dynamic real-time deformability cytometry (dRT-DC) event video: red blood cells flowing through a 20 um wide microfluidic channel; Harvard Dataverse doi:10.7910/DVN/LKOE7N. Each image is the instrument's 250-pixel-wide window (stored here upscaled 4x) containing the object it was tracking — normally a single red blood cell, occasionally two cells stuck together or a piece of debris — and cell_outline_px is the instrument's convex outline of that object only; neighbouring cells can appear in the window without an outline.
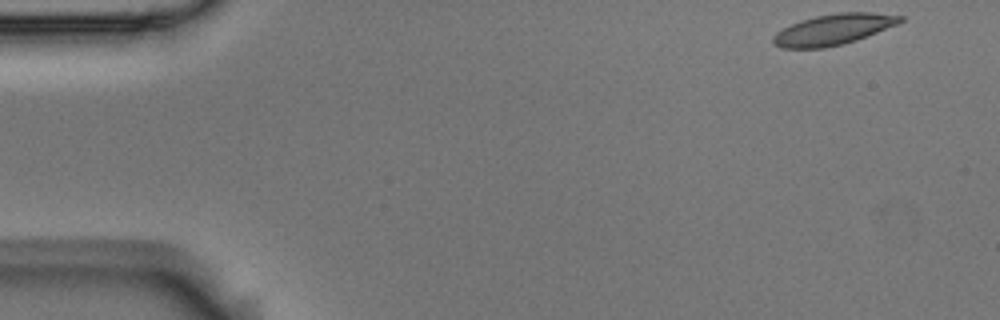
{"species": "Egyptian fruit bat (a non-hibernating species)", "species_latin": "Rousettus aegyptiacus", "temperature_condition": "room temperature", "stored_images_in_passage": 51, "camera_frame_rate_fps": 3000, "um_per_image_px": 0.085, "animal": {"sex": "male"}, "frame": {"image": 1, "passage_image": 1, "time_ms": 0.0, "image_size_px": [1000, 320], "cell_outline_px": [[904, 20], [900, 24], [856, 40], [844, 44], [824, 48], [780, 48], [772, 44], [772, 36], [776, 32], [800, 20], [816, 16], [840, 12], [872, 12], [904, 16]], "centroid_in_image_um": [70.85, 2.51], "position_along_channel_um": 14.1, "area_um2": 23.0}}
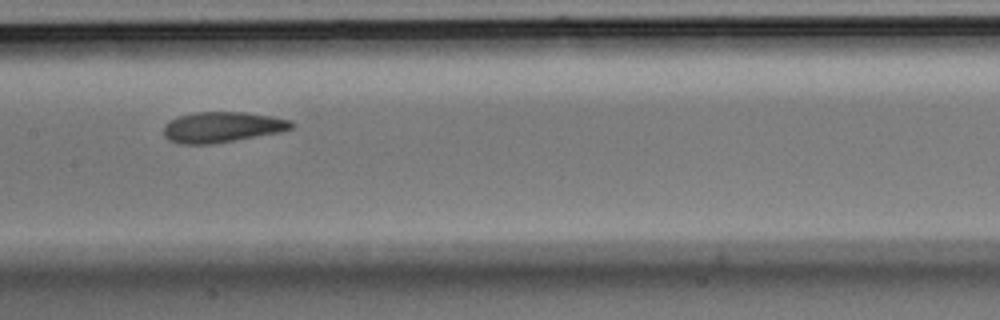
{"frame": {"image": 2, "passage_image": 24, "time_ms": 7.667, "image_size_px": [1000, 320], "cell_outline_px": [[296, 124], [292, 128], [280, 132], [212, 144], [176, 144], [168, 140], [164, 136], [164, 124], [168, 120], [176, 116], [196, 112], [244, 112], [272, 116], [292, 120]], "centroid_in_image_um": [18.85, 10.8], "position_along_channel_um": 188.5, "area_um2": 23.06}}
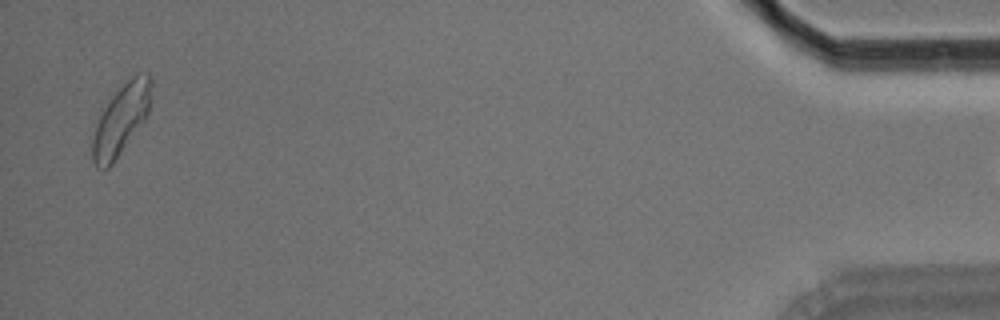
{"frame": {"image": 3, "passage_image": 50, "time_ms": 16.333, "image_size_px": [1000, 320], "cell_outline_px": [[152, 84], [148, 112], [144, 120], [112, 164], [108, 168], [96, 168], [92, 160], [92, 140], [100, 108], [136, 72], [148, 72], [152, 80]], "centroid_in_image_um": [10.27, 10.13], "position_along_channel_um": 424.9, "area_um2": 24.1}}